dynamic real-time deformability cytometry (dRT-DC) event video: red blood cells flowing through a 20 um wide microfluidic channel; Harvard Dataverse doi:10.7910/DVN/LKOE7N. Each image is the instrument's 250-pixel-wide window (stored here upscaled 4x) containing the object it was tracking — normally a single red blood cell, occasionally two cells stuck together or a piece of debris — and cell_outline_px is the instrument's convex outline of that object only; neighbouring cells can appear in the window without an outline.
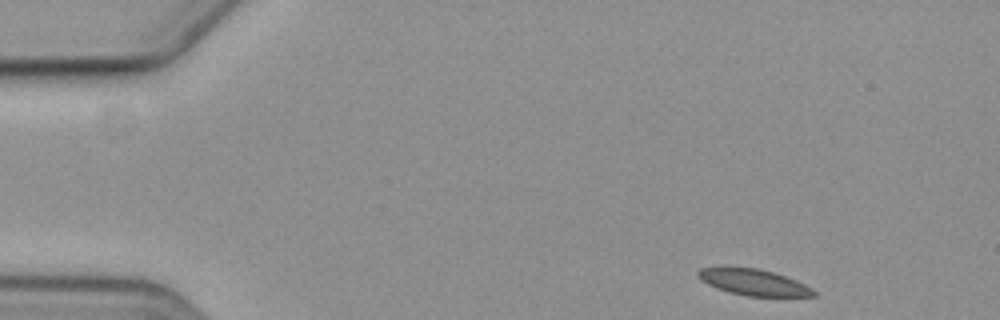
{"species": "common noctule bat (a hibernating species)", "species_latin": "Nyctalus noctula", "temperature_condition": "cold", "stored_images_in_passage": 53, "camera_frame_rate_fps": 3000, "um_per_image_px": 0.085, "animal": {"sex": "female", "body_mass_g": 19.3, "forearm_length_mm": 54.1}, "frame": {"image": 1, "passage_image": 1, "time_ms": 0.0, "image_size_px": [1000, 320], "cell_outline_px": [[816, 296], [748, 296], [728, 292], [716, 288], [700, 280], [696, 276], [696, 272], [700, 268], [716, 264], [728, 264], [760, 268], [796, 280], [812, 288], [816, 292]], "centroid_in_image_um": [63.91, 23.92], "position_along_channel_um": 21.1, "area_um2": 18.5}}
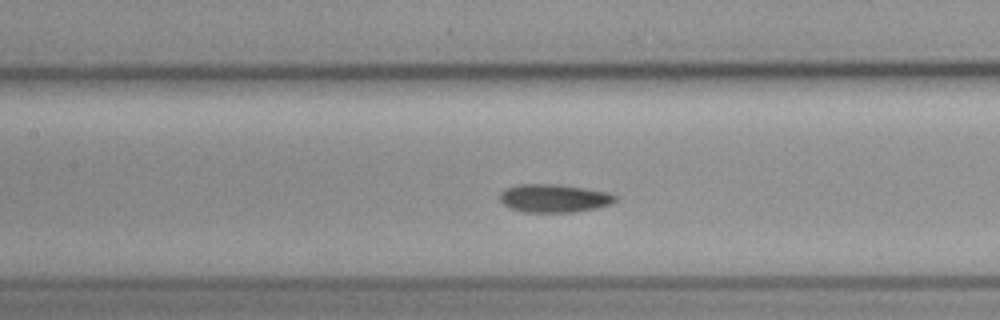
{"frame": {"image": 2, "passage_image": 21, "time_ms": 6.667, "image_size_px": [1000, 320], "cell_outline_px": [[616, 200], [612, 204], [596, 208], [572, 212], [524, 212], [508, 208], [500, 200], [500, 192], [508, 188], [520, 184], [556, 184], [584, 188], [608, 192], [616, 196]], "centroid_in_image_um": [47.09, 16.86], "position_along_channel_um": 160.3, "area_um2": 18.9}}
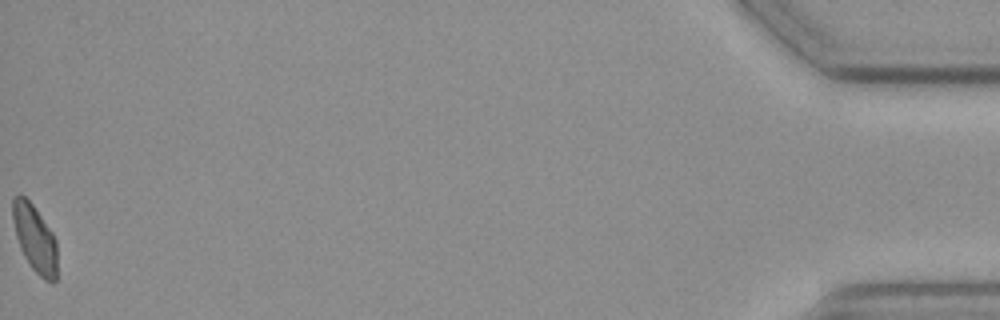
{"frame": {"image": 3, "passage_image": 53, "time_ms": 17.333, "image_size_px": [1000, 320], "cell_outline_px": [[56, 280], [52, 284], [44, 280], [28, 264], [20, 248], [16, 236], [12, 220], [12, 196], [24, 196], [32, 204], [52, 232], [56, 240]], "centroid_in_image_um": [2.95, 20.29], "position_along_channel_um": 432.3, "area_um2": 17.4}, "authors_computed_cell_mechanics": {"area_um2": 18.6116, "velocity_mm_per_s": 3.5468, "shape_relaxation_time_tau1_ms": 4.5457, "shape_relaxation_time_tau2_ms": 4.1085, "deformation_change_tau1": 0.0887, "deformation_change_tau2": 0.0802}}